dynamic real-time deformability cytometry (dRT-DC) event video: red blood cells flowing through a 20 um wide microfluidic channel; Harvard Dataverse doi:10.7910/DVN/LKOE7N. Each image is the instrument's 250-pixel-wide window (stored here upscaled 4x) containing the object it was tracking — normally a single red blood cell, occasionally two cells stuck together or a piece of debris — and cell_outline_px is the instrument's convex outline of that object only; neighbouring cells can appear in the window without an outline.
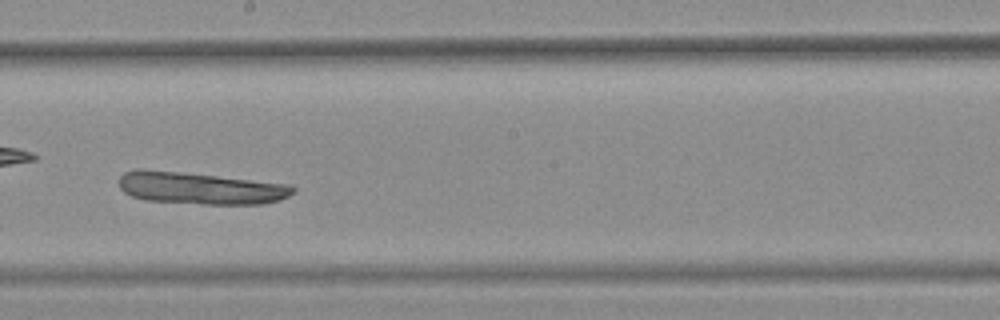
{"species": "common noctule bat (a hibernating species)", "species_latin": "Nyctalus noctula", "temperature_condition": "warm", "stored_images_in_passage": 37, "camera_frame_rate_fps": 3000, "um_per_image_px": 0.085, "animal": {"sex": "female", "body_mass_g": 25.1}, "frame": {"image": 1, "passage_image": 22, "time_ms": 7.0, "image_size_px": [1000, 320], "cell_outline_px": [[296, 192], [280, 200], [260, 204], [204, 204], [144, 200], [132, 196], [124, 192], [120, 188], [120, 176], [124, 172], [176, 172], [216, 176], [288, 184], [296, 188]], "centroid_in_image_um": [17.12, 16.04], "position_along_channel_um": 231.1, "area_um2": 31.5}}
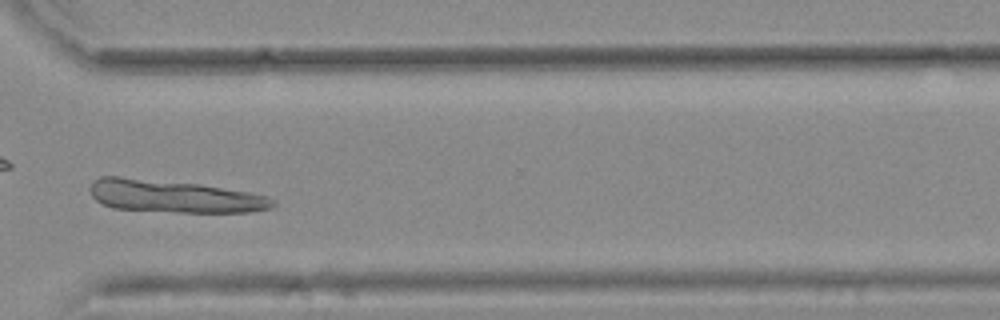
{"frame": {"image": 2, "passage_image": 32, "time_ms": 10.333, "image_size_px": [1000, 320], "cell_outline_px": [[276, 204], [272, 208], [248, 212], [176, 212], [112, 208], [96, 200], [92, 196], [88, 188], [100, 176], [120, 176], [200, 184], [248, 192], [268, 196], [276, 200]], "centroid_in_image_um": [14.81, 16.68], "position_along_channel_um": 355.8, "area_um2": 34.68}}